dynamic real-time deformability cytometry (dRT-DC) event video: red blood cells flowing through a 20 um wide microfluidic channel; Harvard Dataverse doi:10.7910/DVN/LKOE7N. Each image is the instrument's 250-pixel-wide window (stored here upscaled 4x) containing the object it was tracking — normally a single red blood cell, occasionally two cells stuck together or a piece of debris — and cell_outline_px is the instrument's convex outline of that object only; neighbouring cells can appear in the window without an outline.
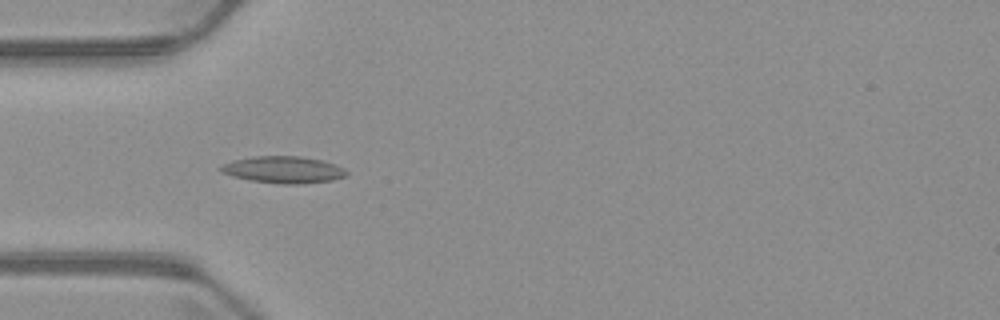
{"species": "common noctule bat (a hibernating species)", "species_latin": "Nyctalus noctula", "temperature_condition": "warm", "stored_images_in_passage": 4, "camera_frame_rate_fps": 3000, "um_per_image_px": 0.085, "animal": {"sex": "male", "body_mass_g": 23.1, "forearm_length_mm": 52.7}, "frame": {"image": 1, "passage_image": 4, "time_ms": 4.333, "image_size_px": [1000, 320], "cell_outline_px": [[348, 176], [332, 180], [300, 184], [284, 184], [252, 180], [232, 176], [220, 172], [216, 168], [220, 164], [232, 160], [252, 156], [300, 156], [320, 160], [336, 164], [344, 168], [348, 172]], "centroid_in_image_um": [24.05, 14.42], "position_along_channel_um": 60.9, "area_um2": 19.88}}